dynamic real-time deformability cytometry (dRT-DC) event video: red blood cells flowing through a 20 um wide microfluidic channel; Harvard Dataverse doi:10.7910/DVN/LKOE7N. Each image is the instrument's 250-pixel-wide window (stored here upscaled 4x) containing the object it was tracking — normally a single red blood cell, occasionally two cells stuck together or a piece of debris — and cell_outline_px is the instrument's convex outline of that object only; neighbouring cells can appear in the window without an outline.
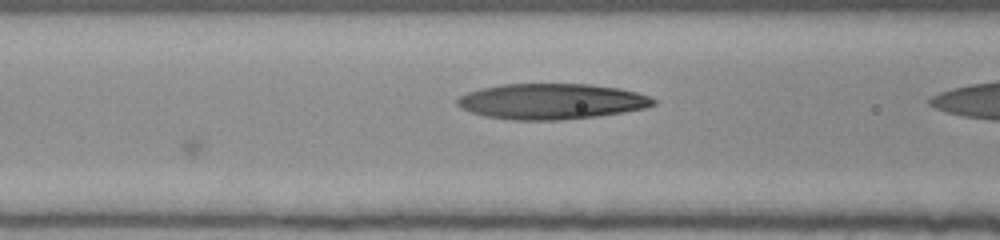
{"species": "human", "species_latin": "Homo sapiens", "temperature_condition": "room temperature", "stored_images_in_passage": 8, "camera_frame_rate_fps": 3000, "um_per_image_px": 0.085, "donor": {"sex": "female"}, "frame": {"image": 1, "passage_image": 8, "time_ms": 2.333, "image_size_px": [1000, 240], "cell_outline_px": [[656, 104], [644, 108], [596, 116], [560, 120], [512, 120], [484, 116], [460, 108], [456, 104], [456, 100], [460, 96], [468, 92], [480, 88], [500, 84], [588, 84], [620, 88], [636, 92], [648, 96], [656, 100]], "centroid_in_image_um": [46.83, 8.61], "position_along_channel_um": 119.8, "area_um2": 40.69}}